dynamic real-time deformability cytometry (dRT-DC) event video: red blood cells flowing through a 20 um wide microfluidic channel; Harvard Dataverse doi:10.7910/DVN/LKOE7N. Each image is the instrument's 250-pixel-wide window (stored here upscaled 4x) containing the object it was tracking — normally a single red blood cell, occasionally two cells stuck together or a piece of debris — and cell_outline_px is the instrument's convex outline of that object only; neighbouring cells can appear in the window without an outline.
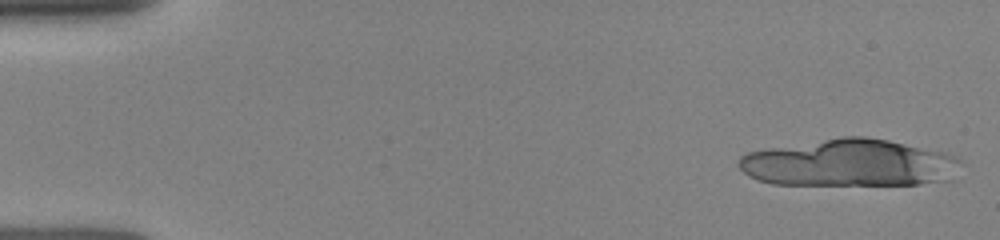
{"species": "human", "species_latin": "Homo sapiens", "temperature_condition": "room temperature", "stored_images_in_passage": 25, "segment_of_instrument_passage": [1, 2], "camera_frame_rate_fps": 3000, "um_per_image_px": 0.085, "donor": {"sex": "female"}, "frame": {"image": 1, "passage_image": 1, "time_ms": 0.0, "image_size_px": [1000, 240], "cell_outline_px": [[964, 160], [956, 180], [920, 184], [772, 184], [748, 176], [736, 164], [740, 156], [748, 152], [840, 136], [864, 136], [888, 140], [948, 152]], "centroid_in_image_um": [72.32, 13.85], "position_along_channel_um": 12.7, "area_um2": 61.79}}